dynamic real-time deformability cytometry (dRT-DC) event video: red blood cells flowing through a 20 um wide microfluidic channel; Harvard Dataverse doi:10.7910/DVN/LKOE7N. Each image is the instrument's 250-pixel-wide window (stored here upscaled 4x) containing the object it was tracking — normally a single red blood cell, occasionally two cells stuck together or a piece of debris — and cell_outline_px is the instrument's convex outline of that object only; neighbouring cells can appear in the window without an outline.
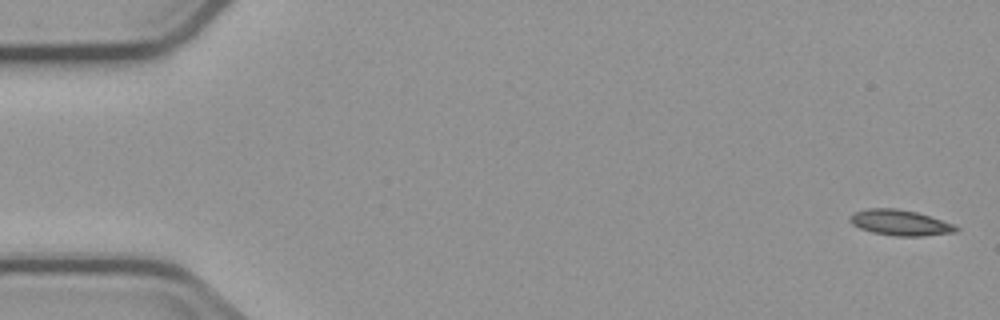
{"species": "common noctule bat (a hibernating species)", "species_latin": "Nyctalus noctula", "temperature_condition": "cold", "stored_images_in_passage": 5, "camera_frame_rate_fps": 3000, "um_per_image_px": 0.085, "animal": {"sex": "male", "body_mass_g": 23.1, "forearm_length_mm": 52.7}, "frame": {"image": 1, "passage_image": 1, "time_ms": 0.0, "image_size_px": [1000, 320], "cell_outline_px": [[960, 228], [956, 232], [924, 236], [896, 236], [872, 232], [860, 228], [852, 224], [848, 220], [852, 212], [868, 208], [896, 208], [916, 212], [952, 224]], "centroid_in_image_um": [76.46, 18.92], "position_along_channel_um": 8.5, "area_um2": 15.78}}